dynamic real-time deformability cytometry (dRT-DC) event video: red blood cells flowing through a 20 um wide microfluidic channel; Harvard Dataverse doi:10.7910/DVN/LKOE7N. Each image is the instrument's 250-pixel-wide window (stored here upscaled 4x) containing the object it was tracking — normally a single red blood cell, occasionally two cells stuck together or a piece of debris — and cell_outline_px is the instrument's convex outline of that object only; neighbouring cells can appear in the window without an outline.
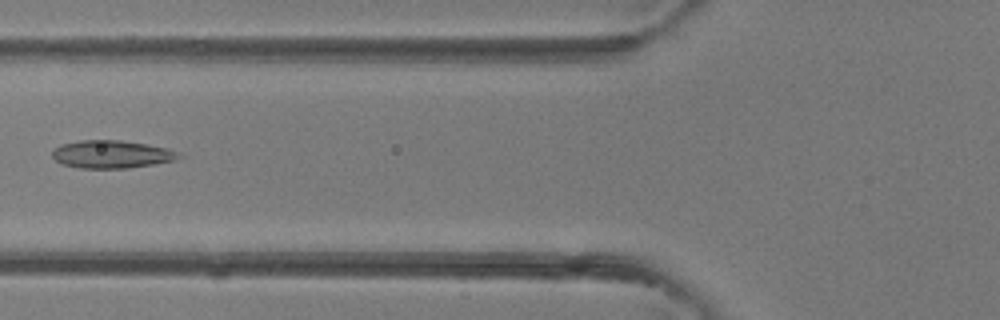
{"species": "common noctule bat (a hibernating species)", "species_latin": "Nyctalus noctula", "temperature_condition": "room temperature", "stored_images_in_passage": 41, "camera_frame_rate_fps": 3000, "um_per_image_px": 0.085, "animal": {"sex": "female"}, "frame": {"image": 1, "passage_image": 16, "time_ms": 5.0, "image_size_px": [1000, 320], "cell_outline_px": [[184, 156], [172, 160], [152, 164], [128, 168], [80, 168], [64, 164], [56, 160], [52, 156], [52, 152], [56, 148], [64, 144], [80, 140], [120, 140], [168, 148], [180, 152]], "centroid_in_image_um": [9.52, 13.11], "position_along_channel_um": 116.3, "area_um2": 20.23}}
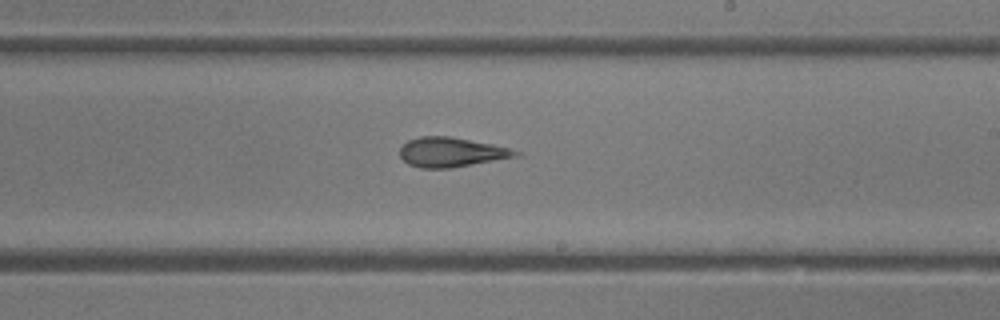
{"frame": {"image": 2, "passage_image": 24, "time_ms": 7.667, "image_size_px": [1000, 320], "cell_outline_px": [[524, 152], [520, 156], [452, 168], [420, 168], [408, 164], [400, 156], [400, 148], [408, 140], [420, 136], [448, 136], [492, 144]], "centroid_in_image_um": [38.38, 12.94], "position_along_channel_um": 250.6, "area_um2": 20.0}}
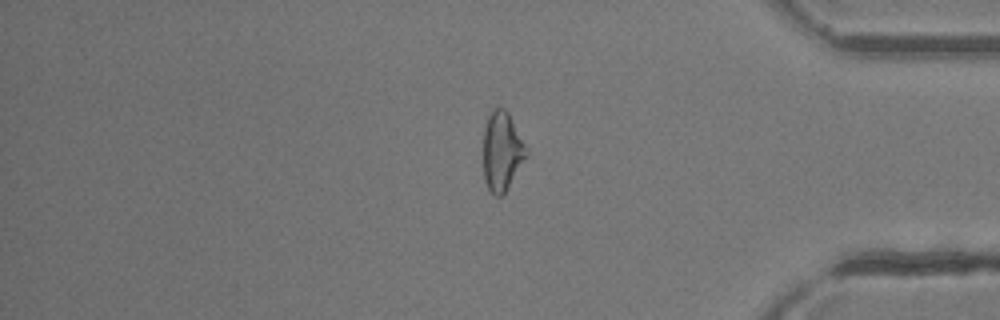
{"frame": {"image": 3, "passage_image": 34, "time_ms": 11.0, "image_size_px": [1000, 320], "cell_outline_px": [[528, 148], [524, 156], [504, 192], [500, 196], [496, 196], [488, 188], [484, 180], [484, 128], [488, 116], [492, 108], [504, 108], [508, 112]], "centroid_in_image_um": [42.63, 12.78], "position_along_channel_um": 392.6, "area_um2": 19.13}}